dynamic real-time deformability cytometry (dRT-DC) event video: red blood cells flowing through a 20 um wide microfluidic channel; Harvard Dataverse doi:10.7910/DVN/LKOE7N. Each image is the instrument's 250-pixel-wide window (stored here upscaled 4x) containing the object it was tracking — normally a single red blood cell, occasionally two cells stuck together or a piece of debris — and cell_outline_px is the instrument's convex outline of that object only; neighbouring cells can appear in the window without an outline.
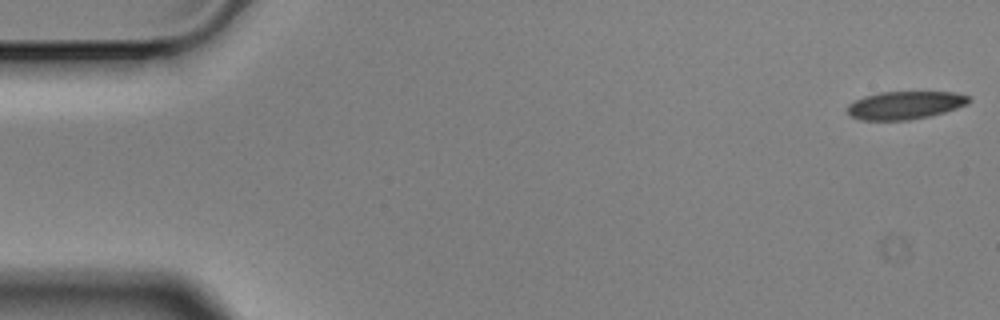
{"species": "Egyptian fruit bat (a non-hibernating species)", "species_latin": "Rousettus aegyptiacus", "temperature_condition": "cold", "stored_images_in_passage": 5, "camera_frame_rate_fps": 3000, "um_per_image_px": 0.085, "animal": {"sex": "male"}, "frame": {"image": 1, "passage_image": 1, "time_ms": 0.0, "image_size_px": [1000, 320], "cell_outline_px": [[972, 100], [968, 104], [944, 112], [928, 116], [908, 120], [860, 120], [852, 116], [844, 108], [848, 104], [864, 96], [880, 92], [956, 92], [968, 96]], "centroid_in_image_um": [76.92, 8.94], "position_along_channel_um": 8.1, "area_um2": 19.83}}